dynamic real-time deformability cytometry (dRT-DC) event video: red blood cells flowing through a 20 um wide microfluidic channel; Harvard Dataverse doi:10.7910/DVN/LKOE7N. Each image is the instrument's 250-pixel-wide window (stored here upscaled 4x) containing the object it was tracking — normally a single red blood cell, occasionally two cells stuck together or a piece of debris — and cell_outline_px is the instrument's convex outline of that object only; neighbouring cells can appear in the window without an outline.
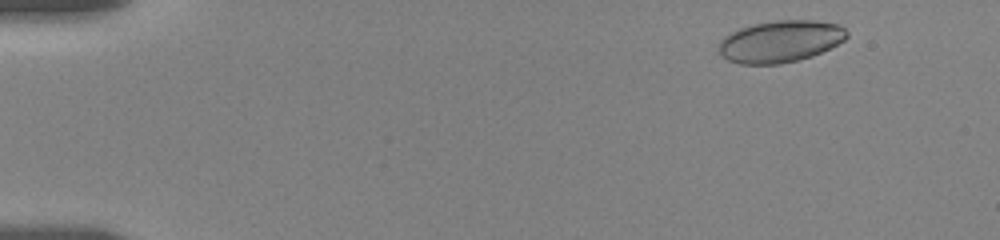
{"species": "human", "species_latin": "Homo sapiens", "temperature_condition": "room temperature", "stored_images_in_passage": 13, "camera_frame_rate_fps": 3000, "um_per_image_px": 0.085, "donor": {"sex": "female"}, "frame": {"image": 1, "passage_image": 2, "time_ms": 0.667, "image_size_px": [1000, 240], "cell_outline_px": [[848, 36], [844, 40], [812, 56], [780, 64], [740, 64], [728, 60], [720, 56], [716, 52], [720, 40], [724, 36], [740, 28], [756, 24], [776, 20], [816, 20], [840, 24], [848, 32]], "centroid_in_image_um": [66.29, 3.52], "position_along_channel_um": 18.7, "area_um2": 31.33}}
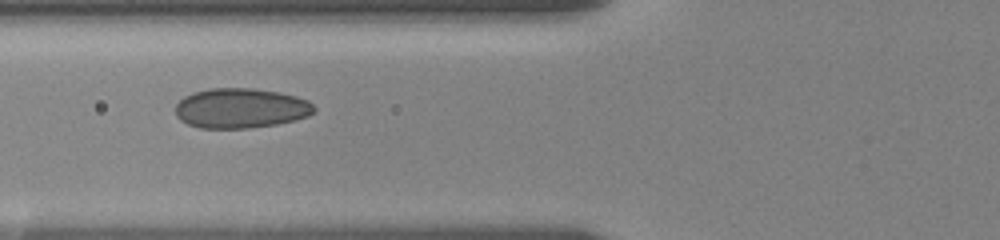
{"frame": {"image": 2, "passage_image": 9, "time_ms": 6.333, "image_size_px": [1000, 240], "cell_outline_px": [[316, 108], [308, 116], [296, 120], [276, 124], [248, 128], [200, 128], [188, 124], [180, 120], [176, 116], [176, 104], [184, 96], [192, 92], [212, 88], [252, 88], [280, 92], [296, 96], [308, 100]], "centroid_in_image_um": [20.45, 9.19], "position_along_channel_um": 105.3, "area_um2": 32.37}}
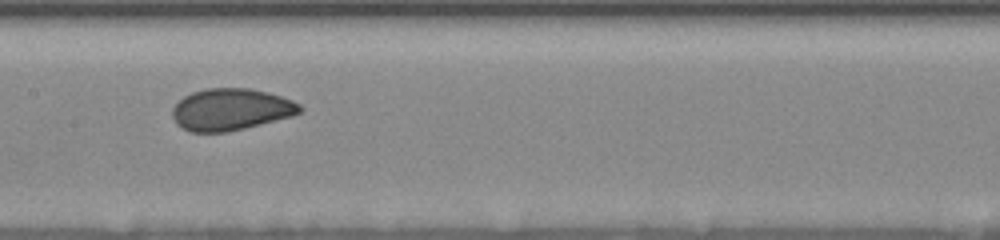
{"frame": {"image": 3, "passage_image": 12, "time_ms": 8.667, "image_size_px": [1000, 240], "cell_outline_px": [[304, 108], [300, 112], [292, 116], [244, 128], [224, 132], [192, 132], [176, 124], [172, 116], [172, 108], [184, 96], [192, 92], [208, 88], [252, 88], [268, 92], [292, 100], [300, 104]], "centroid_in_image_um": [19.63, 9.29], "position_along_channel_um": 187.8, "area_um2": 30.98}}